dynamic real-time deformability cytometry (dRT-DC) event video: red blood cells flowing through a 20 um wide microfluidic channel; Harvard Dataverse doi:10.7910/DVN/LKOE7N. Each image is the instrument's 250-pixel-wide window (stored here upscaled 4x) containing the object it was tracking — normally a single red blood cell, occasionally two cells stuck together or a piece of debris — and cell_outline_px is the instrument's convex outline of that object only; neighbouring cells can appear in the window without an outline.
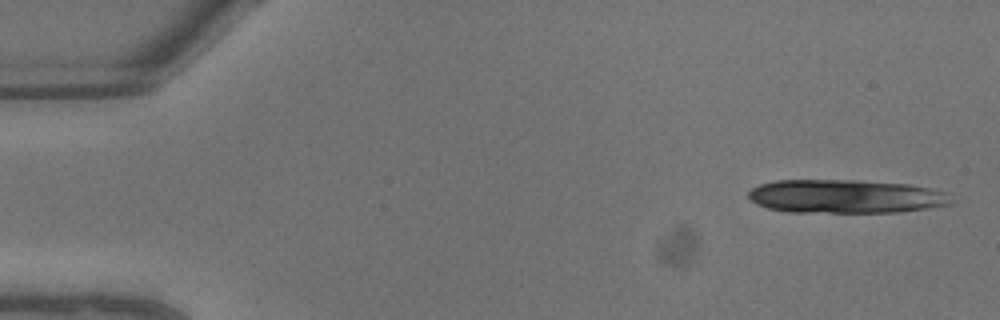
{"species": "common noctule bat (a hibernating species)", "species_latin": "Nyctalus noctula", "temperature_condition": "warm", "stored_images_in_passage": 8, "camera_frame_rate_fps": 3000, "um_per_image_px": 0.085, "animal": {"sex": "male", "body_mass_g": 13.3}, "frame": {"image": 1, "passage_image": 1, "time_ms": 0.0, "image_size_px": [1000, 320], "cell_outline_px": [[952, 204], [928, 208], [900, 212], [788, 212], [768, 208], [756, 204], [748, 196], [748, 192], [752, 188], [760, 184], [776, 180], [856, 180], [908, 184], [932, 188], [944, 192]], "centroid_in_image_um": [71.84, 16.69], "position_along_channel_um": 13.2, "area_um2": 39.65}}
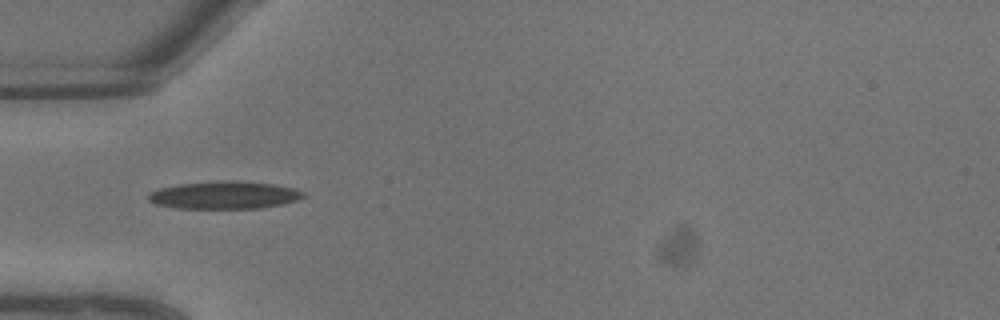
{"frame": {"image": 2, "passage_image": 7, "time_ms": 2.0, "image_size_px": [1000, 320], "cell_outline_px": [[304, 196], [296, 200], [280, 204], [260, 208], [176, 208], [156, 204], [148, 200], [148, 192], [160, 188], [180, 184], [224, 180], [272, 184], [292, 188], [304, 192]], "centroid_in_image_um": [19.01, 16.58], "position_along_channel_um": 66.0, "area_um2": 24.57}}
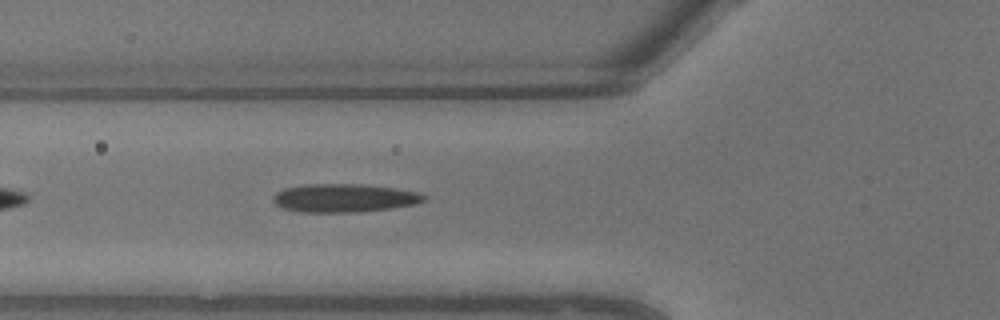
{"frame": {"image": 3, "passage_image": 8, "time_ms": 2.333, "image_size_px": [1000, 320], "cell_outline_px": [[428, 200], [416, 204], [392, 208], [356, 212], [300, 212], [280, 208], [272, 200], [272, 196], [276, 192], [284, 188], [308, 184], [352, 184], [392, 188], [420, 192], [428, 196]], "centroid_in_image_um": [29.25, 16.84], "position_along_channel_um": 96.5, "area_um2": 25.03}}